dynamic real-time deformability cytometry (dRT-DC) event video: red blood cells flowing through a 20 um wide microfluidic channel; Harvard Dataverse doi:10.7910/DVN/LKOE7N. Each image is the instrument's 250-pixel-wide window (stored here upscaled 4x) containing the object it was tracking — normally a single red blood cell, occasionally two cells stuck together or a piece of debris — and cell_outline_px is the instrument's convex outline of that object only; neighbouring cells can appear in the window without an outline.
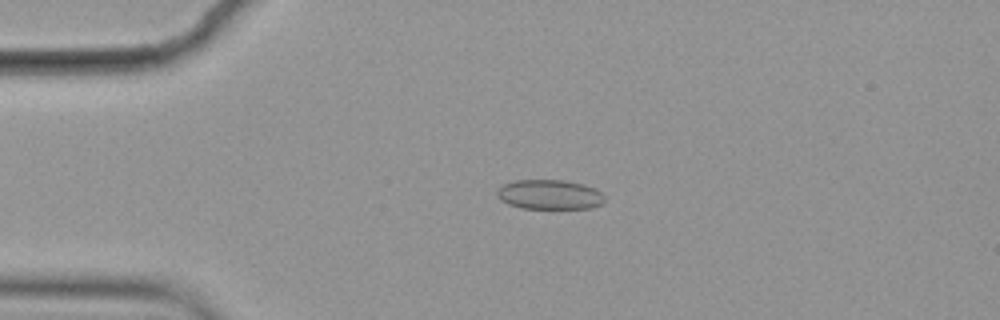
{"species": "common noctule bat (a hibernating species)", "species_latin": "Nyctalus noctula", "temperature_condition": "cold", "stored_images_in_passage": 3, "camera_frame_rate_fps": 3000, "um_per_image_px": 0.085, "animal": {"sex": "female", "body_mass_g": 19.9}, "frame": {"image": 1, "passage_image": 2, "time_ms": 0.333, "image_size_px": [1000, 320], "cell_outline_px": [[604, 204], [592, 208], [520, 208], [508, 204], [500, 200], [496, 196], [496, 188], [512, 180], [564, 180], [584, 184], [596, 188], [604, 196]], "centroid_in_image_um": [46.69, 16.53], "position_along_channel_um": 38.3, "area_um2": 18.9}}